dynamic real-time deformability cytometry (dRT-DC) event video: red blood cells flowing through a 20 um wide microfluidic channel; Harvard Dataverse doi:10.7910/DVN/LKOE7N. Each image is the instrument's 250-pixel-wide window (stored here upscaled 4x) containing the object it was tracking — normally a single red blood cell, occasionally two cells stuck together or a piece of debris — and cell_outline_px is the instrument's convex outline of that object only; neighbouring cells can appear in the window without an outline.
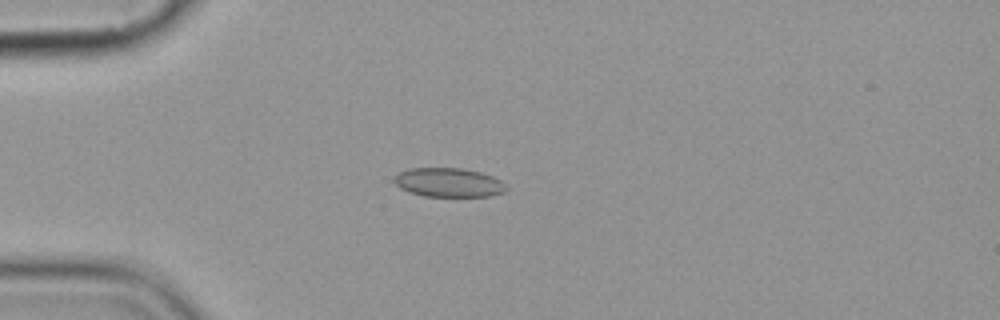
{"species": "common noctule bat (a hibernating species)", "species_latin": "Nyctalus noctula", "temperature_condition": "cold", "stored_images_in_passage": 7, "camera_frame_rate_fps": 3000, "um_per_image_px": 0.085, "animal": {"sex": "female", "body_mass_g": 19.9}, "frame": {"image": 1, "passage_image": 5, "time_ms": 4.667, "image_size_px": [1000, 320], "cell_outline_px": [[508, 188], [504, 192], [488, 196], [424, 196], [408, 192], [400, 188], [392, 180], [400, 172], [408, 168], [460, 168], [480, 172], [492, 176], [500, 180]], "centroid_in_image_um": [38.11, 15.51], "position_along_channel_um": 46.9, "area_um2": 18.9}}
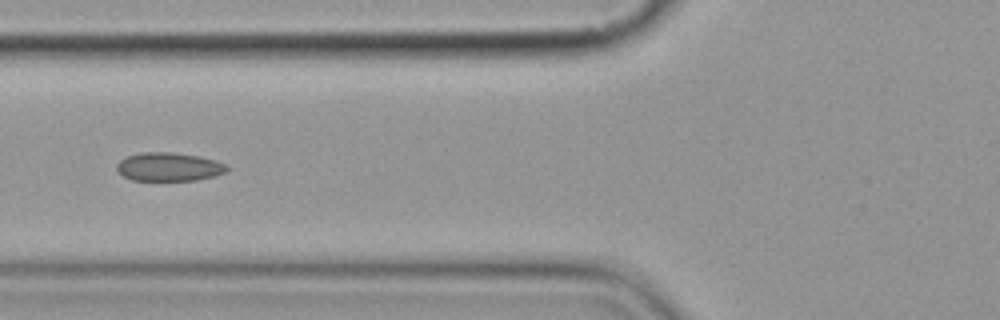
{"frame": {"image": 2, "passage_image": 7, "time_ms": 7.0, "image_size_px": [1000, 320], "cell_outline_px": [[228, 168], [224, 172], [212, 176], [196, 180], [132, 180], [124, 176], [116, 168], [116, 164], [120, 160], [128, 156], [140, 152], [172, 152], [200, 156], [228, 164]], "centroid_in_image_um": [14.35, 14.17], "position_along_channel_um": 111.5, "area_um2": 18.21}}